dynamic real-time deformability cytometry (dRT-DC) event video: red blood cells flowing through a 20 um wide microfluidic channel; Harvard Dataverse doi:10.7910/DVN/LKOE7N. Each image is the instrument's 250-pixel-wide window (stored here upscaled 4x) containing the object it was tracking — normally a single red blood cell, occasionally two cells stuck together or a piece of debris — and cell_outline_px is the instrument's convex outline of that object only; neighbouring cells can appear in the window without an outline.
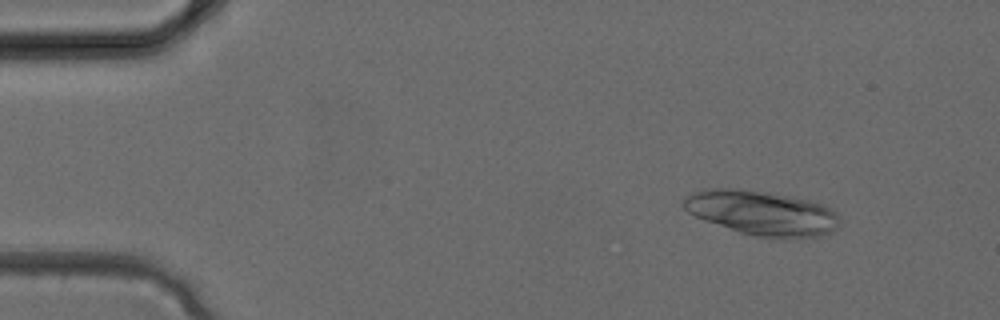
{"species": "common noctule bat (a hibernating species)", "species_latin": "Nyctalus noctula", "temperature_condition": "cold", "stored_images_in_passage": 3, "camera_frame_rate_fps": 3000, "um_per_image_px": 0.085, "animal": {"sex": "female", "body_mass_g": 24.6, "forearm_length_mm": 56.2}, "frame": {"image": 1, "passage_image": 1, "time_ms": 0.0, "image_size_px": [1000, 320], "cell_outline_px": [[840, 224], [836, 228], [820, 236], [784, 240], [756, 236], [740, 232], [704, 220], [688, 212], [680, 204], [692, 192], [704, 188], [736, 188], [768, 192], [792, 196], [808, 200], [820, 204], [836, 212], [840, 216]], "centroid_in_image_um": [64.76, 18.11], "position_along_channel_um": 20.2, "area_um2": 40.92}}